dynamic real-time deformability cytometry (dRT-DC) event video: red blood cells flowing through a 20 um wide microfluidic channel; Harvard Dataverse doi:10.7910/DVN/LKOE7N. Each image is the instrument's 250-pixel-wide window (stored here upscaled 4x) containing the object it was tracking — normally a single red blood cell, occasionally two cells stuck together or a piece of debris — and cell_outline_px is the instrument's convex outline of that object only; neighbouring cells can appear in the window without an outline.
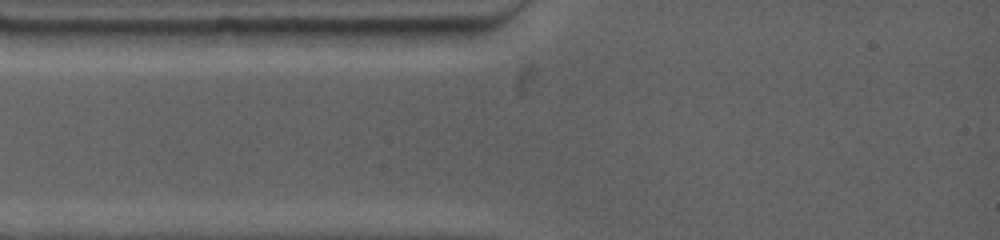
{"species": "common noctule bat (a hibernating species)", "species_latin": "Nyctalus noctula", "temperature_condition": "warm", "stored_images_in_passage": 2, "camera_frame_rate_fps": 4500, "um_per_image_px": 0.085, "animal": {"sex": "female", "body_mass_g": 19.0, "forearm_length_mm": 53.3}, "frame": {"image": 1, "passage_image": 1, "time_ms": 0.0, "image_size_px": [1000, 240], "cell_outline_px": [[332, 28], [312, 44], [304, 48], [204, 44], [196, 32], [216, 28]], "centroid_in_image_um": [22.35, 3.13], "position_along_channel_um": 62.6, "area_um2": 15.49}}